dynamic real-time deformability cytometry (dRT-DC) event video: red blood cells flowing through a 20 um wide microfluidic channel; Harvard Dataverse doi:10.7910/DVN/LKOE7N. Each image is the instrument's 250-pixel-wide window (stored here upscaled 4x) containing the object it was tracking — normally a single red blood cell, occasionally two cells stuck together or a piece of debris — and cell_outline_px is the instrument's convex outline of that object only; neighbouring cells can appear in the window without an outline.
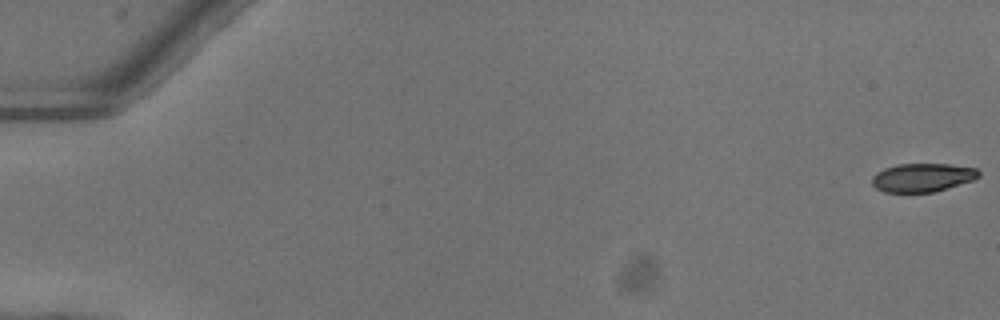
{"species": "common noctule bat (a hibernating species)", "species_latin": "Nyctalus noctula", "temperature_condition": "warm", "stored_images_in_passage": 41, "camera_frame_rate_fps": 3000, "um_per_image_px": 0.085, "animal": {"sex": "female"}, "frame": {"image": 1, "passage_image": 1, "time_ms": 0.0, "image_size_px": [1000, 320], "cell_outline_px": [[980, 176], [972, 180], [932, 192], [884, 192], [876, 188], [872, 184], [872, 176], [876, 172], [884, 168], [896, 164], [948, 164], [976, 168], [980, 172]], "centroid_in_image_um": [78.37, 15.08], "position_along_channel_um": 6.6, "area_um2": 17.63}}
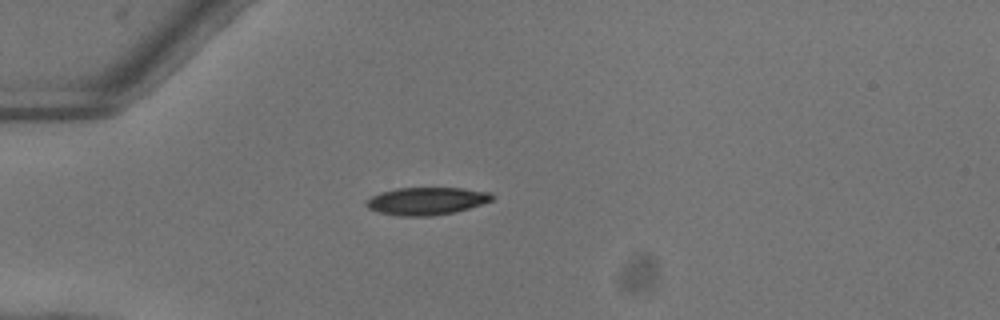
{"frame": {"image": 2, "passage_image": 16, "time_ms": 5.0, "image_size_px": [1000, 320], "cell_outline_px": [[492, 200], [468, 208], [452, 212], [432, 216], [400, 216], [376, 212], [368, 208], [364, 204], [372, 196], [380, 192], [396, 188], [460, 188], [488, 192], [492, 196]], "centroid_in_image_um": [36.18, 17.09], "position_along_channel_um": 48.8, "area_um2": 20.0}}